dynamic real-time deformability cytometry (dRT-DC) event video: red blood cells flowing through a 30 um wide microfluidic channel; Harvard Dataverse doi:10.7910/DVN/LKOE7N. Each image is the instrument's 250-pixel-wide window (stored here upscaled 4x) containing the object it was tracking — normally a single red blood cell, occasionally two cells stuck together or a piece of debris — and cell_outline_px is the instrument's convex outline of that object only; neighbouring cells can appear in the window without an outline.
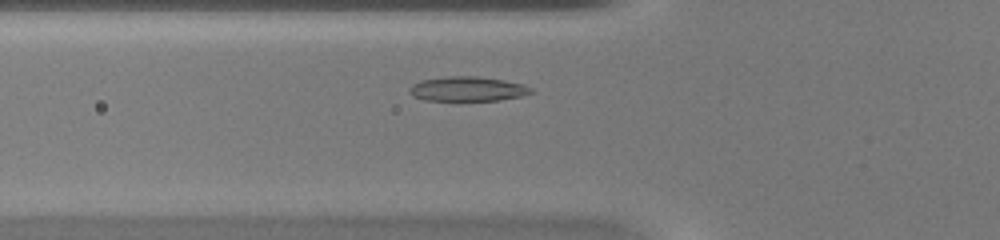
{"species": "common noctule bat (a hibernating species)", "species_latin": "Nyctalus noctula", "temperature_condition": "warm", "stored_images_in_passage": 38, "camera_frame_rate_fps": 3000, "um_per_image_px": 0.085, "animal": {"sex": "female", "body_mass_g": 20.0, "forearm_length_mm": 54.0}, "frame": {"image": 1, "passage_image": 7, "time_ms": 2.0, "image_size_px": [1000, 240], "cell_outline_px": [[536, 92], [520, 96], [500, 100], [424, 100], [412, 96], [408, 92], [408, 88], [412, 84], [420, 80], [448, 76], [476, 76], [504, 80], [524, 84], [532, 88]], "centroid_in_image_um": [39.73, 7.55], "position_along_channel_um": 86.1, "area_um2": 17.57}}
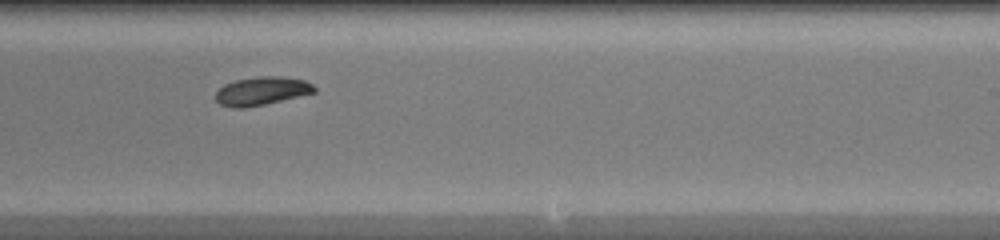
{"frame": {"image": 2, "passage_image": 20, "time_ms": 6.333, "image_size_px": [1000, 240], "cell_outline_px": [[316, 92], [264, 104], [244, 108], [232, 108], [220, 104], [216, 100], [216, 92], [224, 84], [236, 80], [260, 76], [280, 76], [304, 80], [312, 84], [316, 88]], "centroid_in_image_um": [22.23, 7.73], "position_along_channel_um": 266.8, "area_um2": 16.18}}
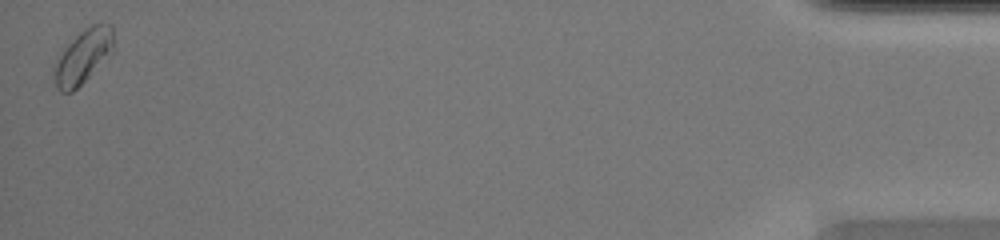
{"frame": {"image": 3, "passage_image": 38, "time_ms": 12.333, "image_size_px": [1000, 240], "cell_outline_px": [[112, 48], [88, 76], [72, 92], [60, 92], [56, 88], [52, 64], [68, 44], [80, 32], [92, 24], [112, 24]], "centroid_in_image_um": [6.97, 4.81], "position_along_channel_um": 428.2, "area_um2": 17.8}, "authors_computed_cell_mechanics": {"area_um2": 16.5308, "velocity_mm_per_s": 4.1659, "shape_relaxation_time_tau1_ms": 1.9668, "shape_relaxation_time_tau2_ms": null, "deformation_change_tau1": 0.0988, "deformation_change_tau2": null}}